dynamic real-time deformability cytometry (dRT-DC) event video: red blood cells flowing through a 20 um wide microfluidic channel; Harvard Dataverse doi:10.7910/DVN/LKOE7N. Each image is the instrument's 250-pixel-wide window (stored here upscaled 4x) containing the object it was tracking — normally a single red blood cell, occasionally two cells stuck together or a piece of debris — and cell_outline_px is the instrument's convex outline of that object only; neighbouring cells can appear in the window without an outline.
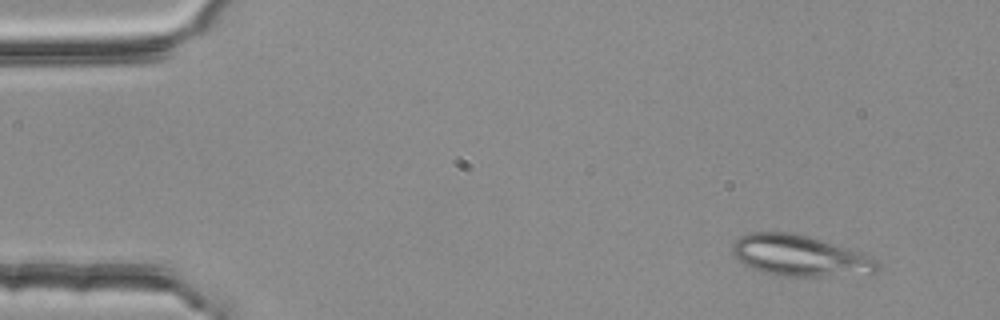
{"species": "common noctule bat (a hibernating species)", "species_latin": "Nyctalus noctula", "temperature_condition": "room temperature", "stored_images_in_passage": 4, "camera_frame_rate_fps": 3000, "um_per_image_px": 0.085, "animal": {"sex": "female", "body_mass_g": 25.1}, "frame": {"image": 1, "passage_image": 1, "time_ms": 0.0, "image_size_px": [1000, 320], "cell_outline_px": [[880, 268], [876, 272], [868, 276], [780, 276], [764, 272], [744, 264], [732, 252], [732, 244], [740, 236], [748, 232], [792, 232], [808, 236], [860, 252], [872, 256], [880, 264]], "centroid_in_image_um": [68.07, 21.75], "position_along_channel_um": 16.9, "area_um2": 34.97}}